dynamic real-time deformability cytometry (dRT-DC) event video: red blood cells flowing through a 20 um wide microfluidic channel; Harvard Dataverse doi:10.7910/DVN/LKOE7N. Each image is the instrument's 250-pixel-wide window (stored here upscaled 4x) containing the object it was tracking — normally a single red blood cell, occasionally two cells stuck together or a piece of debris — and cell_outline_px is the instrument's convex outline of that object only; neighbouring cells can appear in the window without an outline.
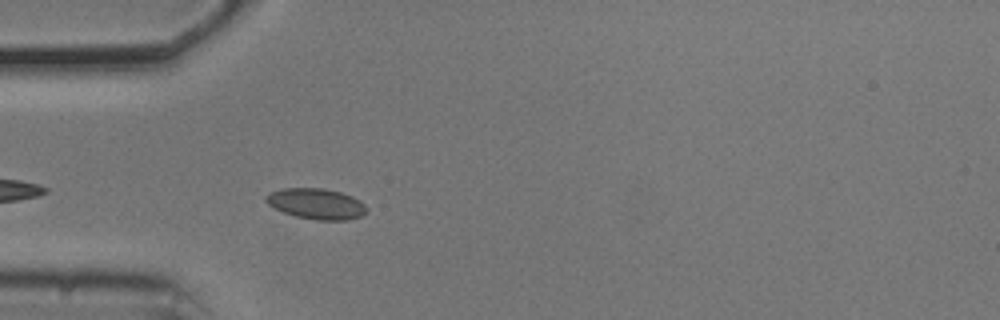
{"species": "common noctule bat (a hibernating species)", "species_latin": "Nyctalus noctula", "temperature_condition": "cold", "stored_images_in_passage": 10, "camera_frame_rate_fps": 3000, "um_per_image_px": 0.085, "animal": {"sex": "male", "body_mass_g": 20.5, "forearm_length_mm": 52.5}, "frame": {"image": 1, "passage_image": 4, "time_ms": 1.0, "image_size_px": [1000, 320], "cell_outline_px": [[368, 208], [360, 216], [348, 220], [316, 220], [296, 216], [284, 212], [268, 204], [264, 200], [264, 196], [272, 192], [284, 188], [324, 188], [340, 192], [352, 196], [360, 200]], "centroid_in_image_um": [26.89, 17.31], "position_along_channel_um": 58.1, "area_um2": 17.92}}
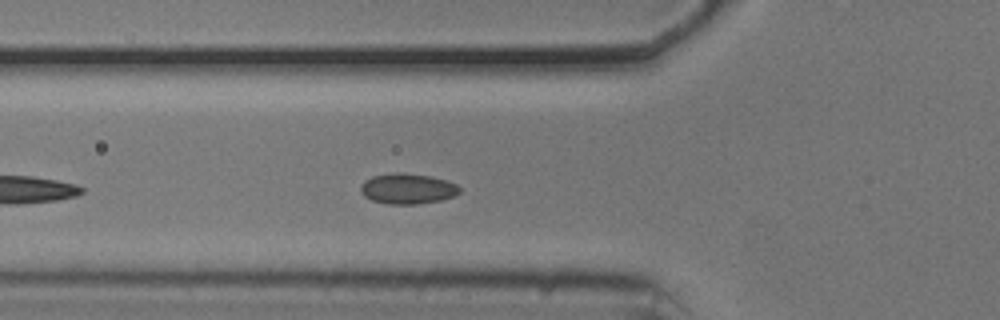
{"frame": {"image": 2, "passage_image": 7, "time_ms": 2.0, "image_size_px": [1000, 320], "cell_outline_px": [[460, 192], [456, 196], [440, 200], [416, 204], [388, 204], [372, 200], [364, 196], [360, 192], [360, 188], [364, 180], [372, 176], [392, 172], [404, 172], [432, 176], [448, 180], [456, 184], [460, 188]], "centroid_in_image_um": [34.65, 16.02], "position_along_channel_um": 91.2, "area_um2": 17.86}}